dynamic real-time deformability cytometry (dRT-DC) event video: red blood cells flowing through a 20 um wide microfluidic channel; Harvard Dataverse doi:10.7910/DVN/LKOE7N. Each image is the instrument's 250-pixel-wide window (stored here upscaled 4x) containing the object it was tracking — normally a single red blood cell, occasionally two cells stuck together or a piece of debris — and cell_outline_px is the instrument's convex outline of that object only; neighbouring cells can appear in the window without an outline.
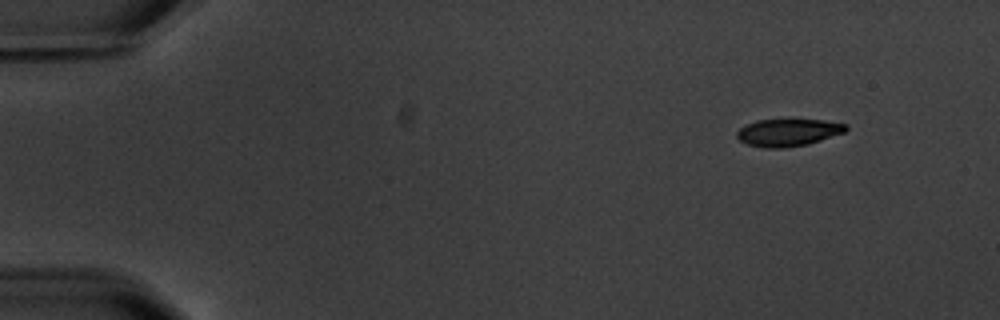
{"species": "common noctule bat (a hibernating species)", "species_latin": "Nyctalus noctula", "temperature_condition": "warm", "stored_images_in_passage": 5, "camera_frame_rate_fps": 3000, "um_per_image_px": 0.085, "animal": {"sex": "male", "body_mass_g": 20.1, "forearm_length_mm": 53.5}, "frame": {"image": 1, "passage_image": 1, "time_ms": 0.0, "image_size_px": [1000, 320], "cell_outline_px": [[848, 128], [844, 132], [808, 144], [784, 148], [764, 148], [748, 144], [740, 140], [736, 136], [736, 132], [740, 128], [756, 120], [788, 116], [824, 120], [848, 124]], "centroid_in_image_um": [67.0, 11.2], "position_along_channel_um": 18.0, "area_um2": 18.21}}
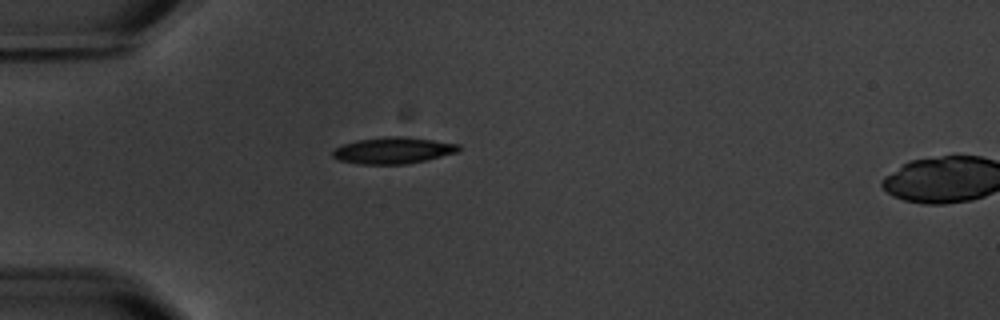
{"frame": {"image": 2, "passage_image": 4, "time_ms": 3.667, "image_size_px": [1000, 320], "cell_outline_px": [[460, 148], [456, 152], [408, 164], [356, 164], [336, 160], [332, 156], [332, 152], [336, 148], [344, 144], [360, 140], [384, 136], [404, 136], [460, 144]], "centroid_in_image_um": [33.37, 12.79], "position_along_channel_um": 51.6, "area_um2": 19.31}}